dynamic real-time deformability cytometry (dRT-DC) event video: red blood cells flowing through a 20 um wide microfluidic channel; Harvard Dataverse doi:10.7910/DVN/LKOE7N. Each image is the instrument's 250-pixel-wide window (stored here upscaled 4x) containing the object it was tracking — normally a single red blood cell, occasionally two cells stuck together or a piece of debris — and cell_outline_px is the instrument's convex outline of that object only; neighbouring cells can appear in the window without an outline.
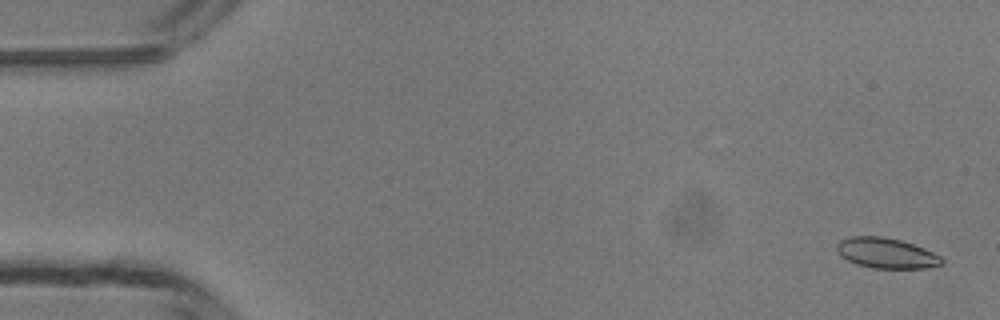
{"species": "common noctule bat (a hibernating species)", "species_latin": "Nyctalus noctula", "temperature_condition": "room temperature", "stored_images_in_passage": 50, "segment_of_instrument_passage": [1, 2], "camera_frame_rate_fps": 3000, "um_per_image_px": 0.085, "animal": {"sex": "male", "body_mass_g": 13.3}, "frame": {"image": 1, "passage_image": 2, "time_ms": 0.333, "image_size_px": [1000, 320], "cell_outline_px": [[944, 264], [928, 268], [872, 268], [856, 264], [840, 256], [836, 248], [836, 244], [840, 240], [852, 236], [880, 236], [900, 240], [924, 248], [940, 256], [944, 260]], "centroid_in_image_um": [75.33, 21.52], "position_along_channel_um": 9.7, "area_um2": 18.61}}
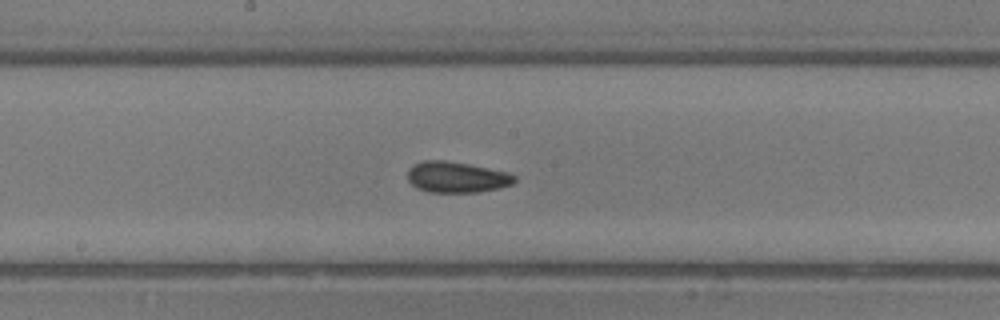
{"frame": {"image": 2, "passage_image": 26, "time_ms": 8.333, "image_size_px": [1000, 320], "cell_outline_px": [[516, 180], [512, 184], [500, 188], [476, 192], [428, 192], [416, 188], [408, 180], [408, 168], [412, 164], [420, 160], [444, 160], [468, 164], [504, 172], [516, 176]], "centroid_in_image_um": [38.75, 15.05], "position_along_channel_um": 209.4, "area_um2": 19.25}}
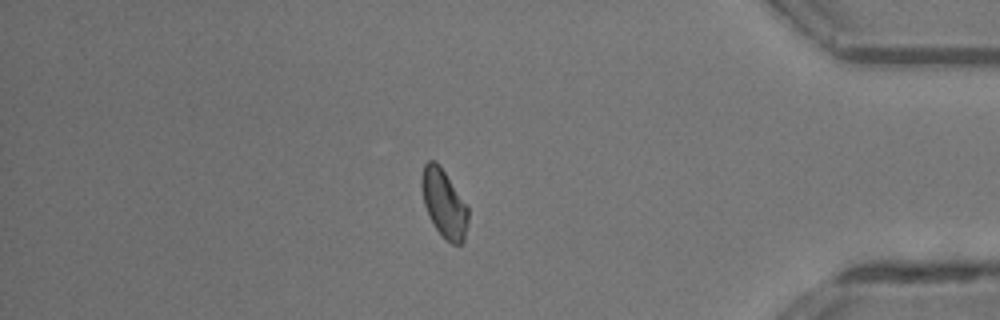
{"frame": {"image": 3, "passage_image": 42, "time_ms": 13.667, "image_size_px": [1000, 320], "cell_outline_px": [[468, 224], [464, 240], [460, 244], [452, 244], [436, 228], [428, 216], [424, 204], [420, 184], [420, 180], [424, 164], [428, 160], [436, 160], [468, 208]], "centroid_in_image_um": [37.71, 17.28], "position_along_channel_um": 397.5, "area_um2": 18.15}}